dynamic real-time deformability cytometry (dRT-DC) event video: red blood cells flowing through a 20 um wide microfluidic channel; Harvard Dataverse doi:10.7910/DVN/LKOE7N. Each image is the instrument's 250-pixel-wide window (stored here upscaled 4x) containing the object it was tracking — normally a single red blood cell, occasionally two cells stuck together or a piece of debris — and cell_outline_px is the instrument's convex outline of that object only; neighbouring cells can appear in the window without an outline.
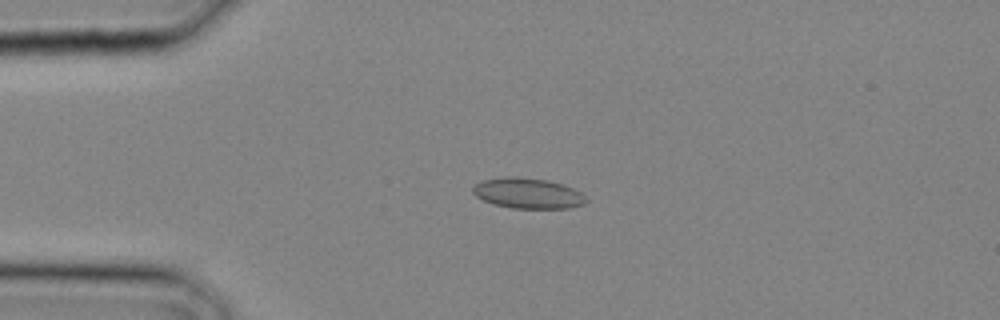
{"species": "common noctule bat (a hibernating species)", "species_latin": "Nyctalus noctula", "temperature_condition": "cold", "stored_images_in_passage": 26, "camera_frame_rate_fps": 3000, "um_per_image_px": 0.085, "animal": {"sex": "male", "body_mass_g": 20.4}, "frame": {"image": 1, "passage_image": 4, "time_ms": 1.0, "image_size_px": [1000, 320], "cell_outline_px": [[588, 200], [584, 204], [568, 208], [512, 208], [492, 204], [476, 196], [472, 192], [472, 188], [476, 184], [484, 180], [508, 176], [516, 176], [548, 180], [564, 184], [580, 192]], "centroid_in_image_um": [44.87, 16.42], "position_along_channel_um": 40.1, "area_um2": 20.11}}
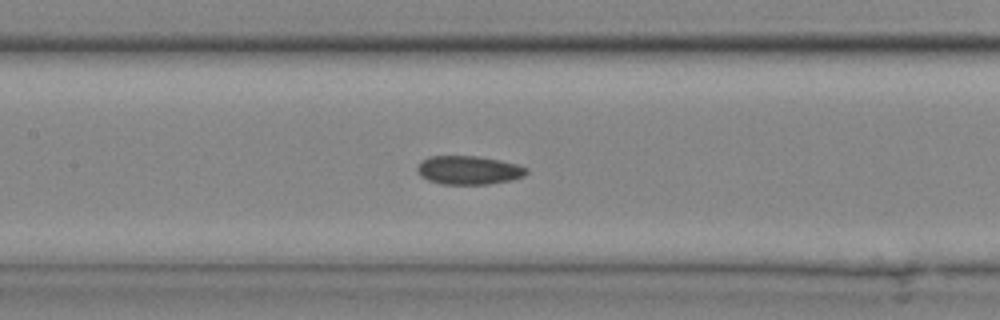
{"frame": {"image": 2, "passage_image": 11, "time_ms": 3.333, "image_size_px": [1000, 320], "cell_outline_px": [[528, 172], [524, 176], [512, 180], [488, 184], [440, 184], [428, 180], [420, 176], [416, 168], [428, 156], [476, 156], [500, 160], [516, 164], [528, 168]], "centroid_in_image_um": [39.85, 14.47], "position_along_channel_um": 167.5, "area_um2": 18.21}}
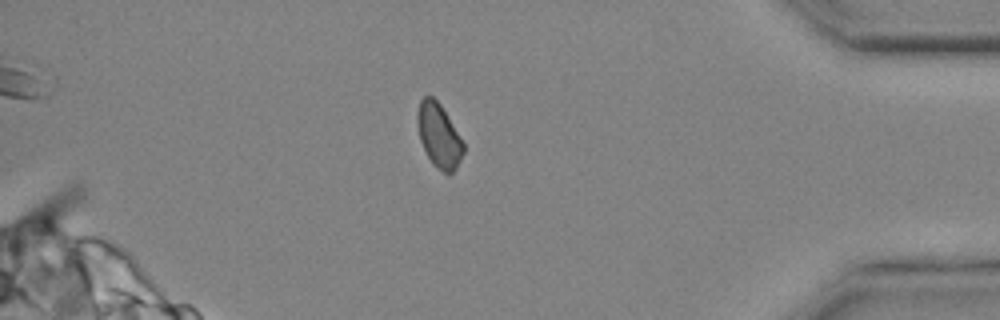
{"frame": {"image": 3, "passage_image": 23, "time_ms": 7.333, "image_size_px": [1000, 320], "cell_outline_px": [[464, 152], [456, 168], [448, 176], [436, 168], [432, 164], [420, 140], [416, 120], [416, 116], [420, 100], [424, 96], [432, 96], [440, 104], [464, 144]], "centroid_in_image_um": [37.29, 11.55], "position_along_channel_um": 397.9, "area_um2": 17.05}}